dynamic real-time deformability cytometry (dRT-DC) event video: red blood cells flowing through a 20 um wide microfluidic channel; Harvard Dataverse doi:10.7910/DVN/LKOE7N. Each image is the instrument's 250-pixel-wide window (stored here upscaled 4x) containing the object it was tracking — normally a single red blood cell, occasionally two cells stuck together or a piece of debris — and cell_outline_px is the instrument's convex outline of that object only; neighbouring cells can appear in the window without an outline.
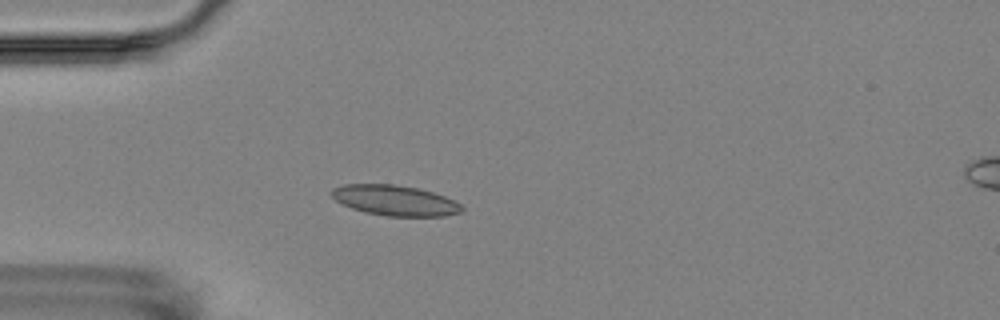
{"species": "Egyptian fruit bat (a non-hibernating species)", "species_latin": "Rousettus aegyptiacus", "temperature_condition": "room temperature", "stored_images_in_passage": 5, "camera_frame_rate_fps": 3000, "um_per_image_px": 0.085, "animal": {"sex": "female"}, "frame": {"image": 1, "passage_image": 4, "time_ms": 3.667, "image_size_px": [1000, 320], "cell_outline_px": [[464, 212], [444, 216], [388, 216], [364, 212], [352, 208], [336, 200], [328, 192], [332, 188], [344, 184], [396, 184], [420, 188], [444, 196], [460, 204], [464, 208]], "centroid_in_image_um": [33.57, 17.03], "position_along_channel_um": 51.4, "area_um2": 23.18}}